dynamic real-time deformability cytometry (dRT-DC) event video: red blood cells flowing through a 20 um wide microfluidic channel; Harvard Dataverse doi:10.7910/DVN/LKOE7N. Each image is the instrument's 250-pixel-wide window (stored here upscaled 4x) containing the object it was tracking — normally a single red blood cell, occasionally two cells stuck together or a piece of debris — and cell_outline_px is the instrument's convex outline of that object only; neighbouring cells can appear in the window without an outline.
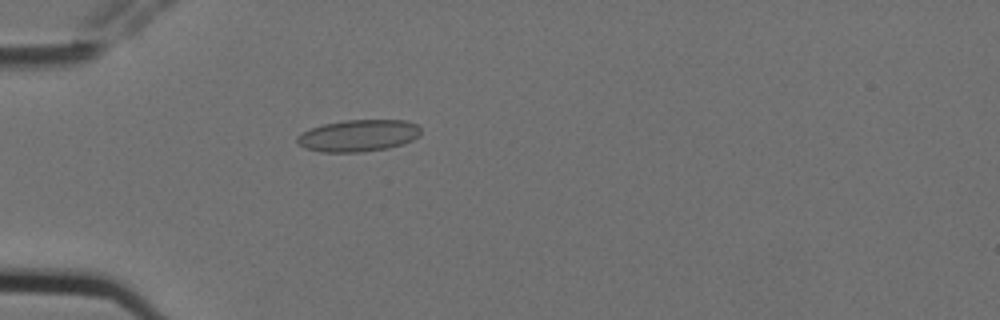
{"species": "Egyptian fruit bat (a non-hibernating species)", "species_latin": "Rousettus aegyptiacus", "temperature_condition": "cold", "stored_images_in_passage": 5, "camera_frame_rate_fps": 3000, "um_per_image_px": 0.085, "animal": {"sex": "female"}, "frame": {"image": 1, "passage_image": 5, "time_ms": 1.333, "image_size_px": [1000, 320], "cell_outline_px": [[420, 136], [412, 140], [388, 148], [364, 152], [320, 152], [304, 148], [296, 144], [296, 136], [312, 128], [324, 124], [344, 120], [404, 120], [416, 124], [420, 128]], "centroid_in_image_um": [30.43, 11.53], "position_along_channel_um": 54.6, "area_um2": 23.0}}